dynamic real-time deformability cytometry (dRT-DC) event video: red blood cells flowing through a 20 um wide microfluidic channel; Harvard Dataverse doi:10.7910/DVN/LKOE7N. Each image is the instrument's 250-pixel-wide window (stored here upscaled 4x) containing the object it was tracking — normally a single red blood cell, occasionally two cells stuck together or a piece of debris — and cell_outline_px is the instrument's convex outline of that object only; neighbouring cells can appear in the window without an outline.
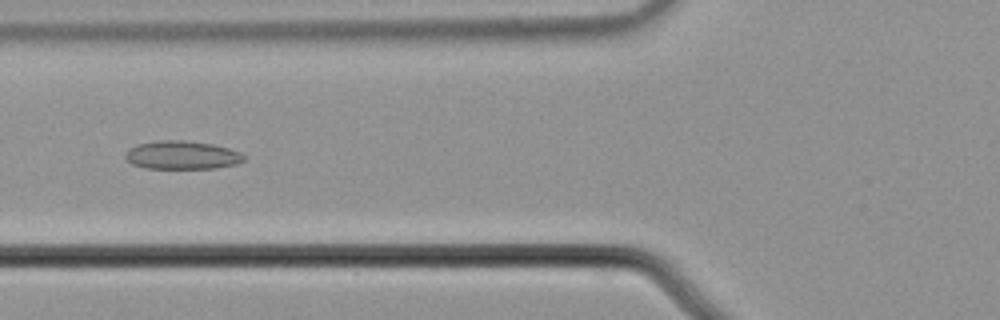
{"species": "common noctule bat (a hibernating species)", "species_latin": "Nyctalus noctula", "temperature_condition": "cold", "stored_images_in_passage": 40, "camera_frame_rate_fps": 3000, "um_per_image_px": 0.085, "animal": {"sex": "male", "body_mass_g": 21.5, "forearm_length_mm": 52.0}, "frame": {"image": 1, "passage_image": 6, "time_ms": 1.667, "image_size_px": [1000, 320], "cell_outline_px": [[244, 160], [236, 164], [216, 168], [144, 168], [132, 164], [124, 156], [132, 148], [140, 144], [160, 140], [184, 140], [212, 144], [228, 148], [240, 152], [244, 156]], "centroid_in_image_um": [15.5, 13.19], "position_along_channel_um": 110.3, "area_um2": 19.31}}
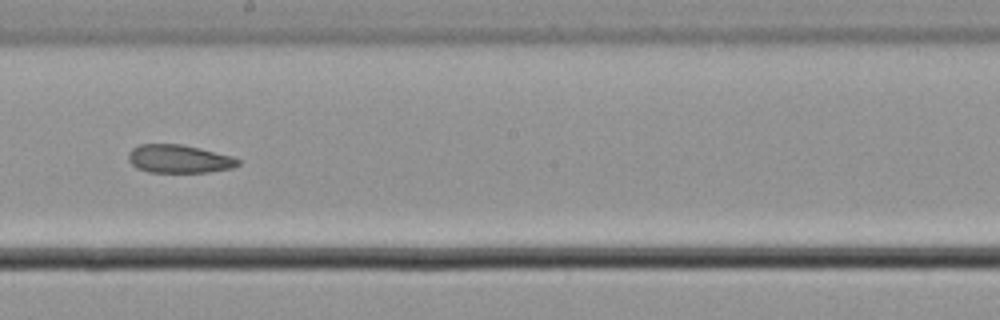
{"frame": {"image": 2, "passage_image": 16, "time_ms": 5.0, "image_size_px": [1000, 320], "cell_outline_px": [[240, 164], [232, 168], [208, 172], [148, 172], [136, 168], [128, 160], [128, 152], [132, 148], [140, 144], [180, 144], [200, 148], [232, 156], [240, 160]], "centroid_in_image_um": [15.2, 13.5], "position_along_channel_um": 233.0, "area_um2": 18.09}}
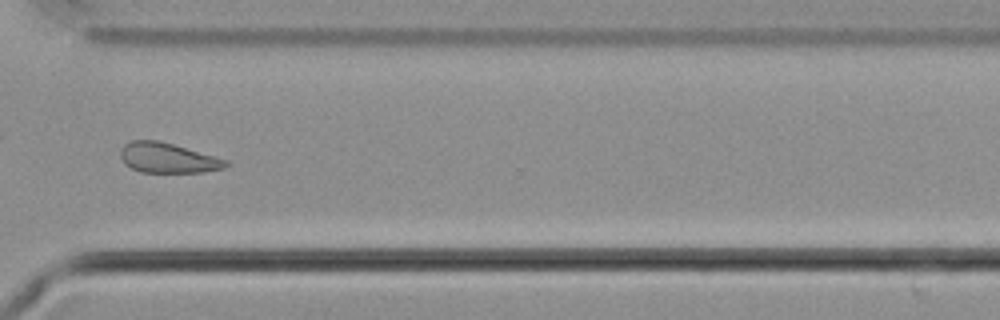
{"frame": {"image": 3, "passage_image": 26, "time_ms": 8.333, "image_size_px": [1000, 320], "cell_outline_px": [[228, 164], [224, 168], [204, 172], [140, 172], [124, 164], [120, 156], [120, 148], [124, 144], [132, 140], [156, 140], [172, 144], [228, 160]], "centroid_in_image_um": [14.22, 13.42], "position_along_channel_um": 356.4, "area_um2": 18.32}}